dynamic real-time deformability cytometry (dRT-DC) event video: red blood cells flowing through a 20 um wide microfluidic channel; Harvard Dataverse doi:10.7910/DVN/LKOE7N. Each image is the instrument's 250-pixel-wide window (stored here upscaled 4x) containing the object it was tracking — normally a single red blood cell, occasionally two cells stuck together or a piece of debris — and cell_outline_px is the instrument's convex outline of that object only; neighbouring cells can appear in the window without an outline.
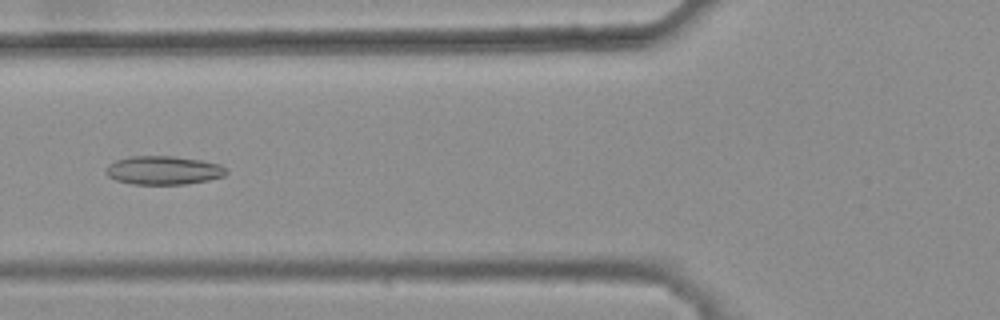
{"species": "common noctule bat (a hibernating species)", "species_latin": "Nyctalus noctula", "temperature_condition": "warm", "stored_images_in_passage": 45, "camera_frame_rate_fps": 3000, "um_per_image_px": 0.085, "animal": {"sex": "female", "body_mass_g": 25.1}, "frame": {"image": 1, "passage_image": 20, "time_ms": 6.333, "image_size_px": [1000, 320], "cell_outline_px": [[228, 172], [224, 176], [208, 180], [184, 184], [132, 184], [116, 180], [108, 176], [104, 172], [108, 164], [116, 160], [132, 156], [176, 156], [200, 160], [220, 164]], "centroid_in_image_um": [13.87, 14.47], "position_along_channel_um": 111.9, "area_um2": 20.06}}
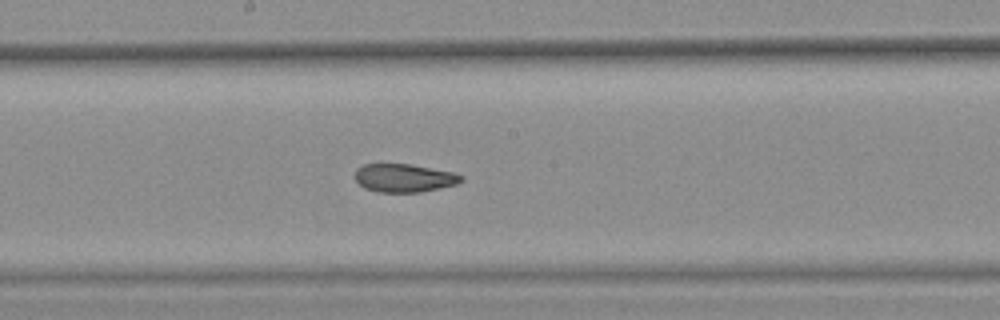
{"frame": {"image": 2, "passage_image": 28, "time_ms": 9.0, "image_size_px": [1000, 320], "cell_outline_px": [[464, 180], [456, 184], [440, 188], [420, 192], [380, 192], [364, 188], [356, 180], [356, 168], [364, 164], [408, 164], [452, 172], [464, 176]], "centroid_in_image_um": [34.36, 15.13], "position_along_channel_um": 213.8, "area_um2": 17.34}}
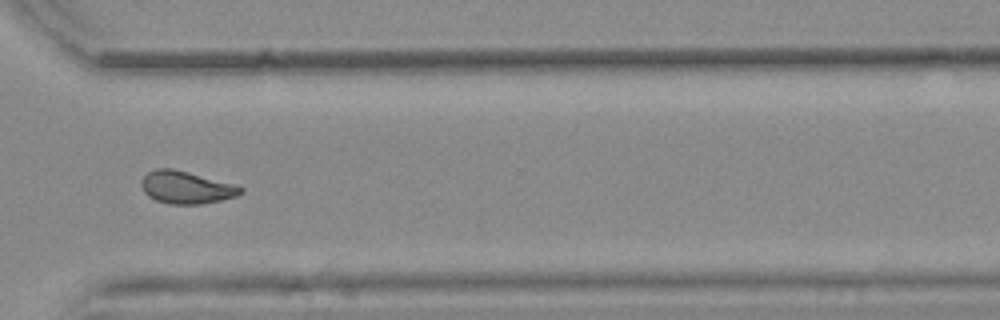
{"frame": {"image": 3, "passage_image": 39, "time_ms": 12.667, "image_size_px": [1000, 320], "cell_outline_px": [[244, 192], [236, 196], [204, 204], [168, 204], [156, 200], [148, 196], [144, 192], [140, 184], [144, 176], [148, 172], [156, 168], [172, 168], [236, 184], [244, 188]], "centroid_in_image_um": [15.84, 15.93], "position_along_channel_um": 354.8, "area_um2": 18.9}, "authors_computed_cell_mechanics": {"area_um2": 18.9006, "velocity_mm_per_s": 3.8284, "shape_relaxation_time_tau1_ms": null, "shape_relaxation_time_tau2_ms": 2.4733, "deformation_change_tau1": null, "deformation_change_tau2": 0.0871}}